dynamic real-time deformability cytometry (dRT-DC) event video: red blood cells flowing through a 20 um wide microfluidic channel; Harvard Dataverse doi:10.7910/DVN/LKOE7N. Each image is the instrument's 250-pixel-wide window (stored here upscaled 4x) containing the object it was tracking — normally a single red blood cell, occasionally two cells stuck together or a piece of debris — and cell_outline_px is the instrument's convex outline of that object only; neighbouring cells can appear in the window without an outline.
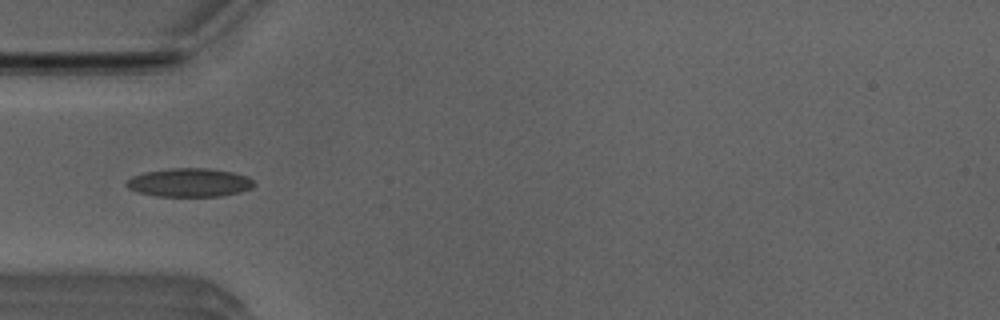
{"species": "Egyptian fruit bat (a non-hibernating species)", "species_latin": "Rousettus aegyptiacus", "temperature_condition": "room temperature", "stored_images_in_passage": 27, "camera_frame_rate_fps": 3000, "um_per_image_px": 0.085, "animal": {"sex": "male"}, "frame": {"image": 1, "passage_image": 6, "time_ms": 1.667, "image_size_px": [1000, 320], "cell_outline_px": [[256, 184], [252, 188], [240, 192], [220, 196], [156, 196], [136, 192], [128, 188], [124, 184], [132, 176], [144, 172], [172, 168], [208, 168], [232, 172], [248, 176]], "centroid_in_image_um": [16.1, 15.52], "position_along_channel_um": 68.9, "area_um2": 21.33}}
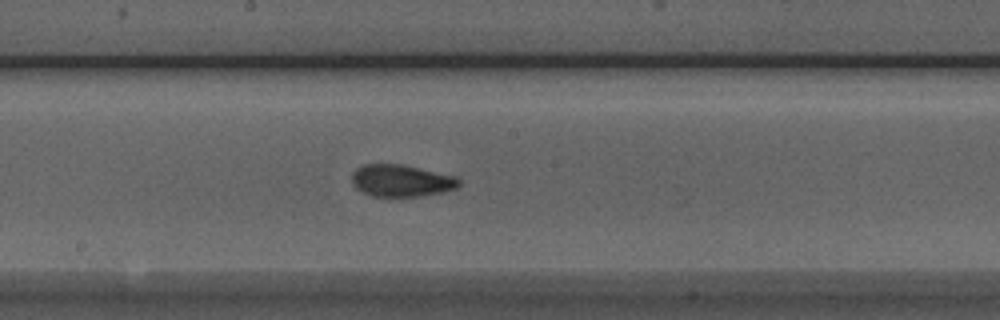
{"frame": {"image": 2, "passage_image": 17, "time_ms": 5.333, "image_size_px": [1000, 320], "cell_outline_px": [[460, 184], [456, 188], [444, 192], [420, 196], [372, 196], [356, 188], [352, 184], [352, 172], [356, 168], [364, 164], [400, 164], [452, 176], [460, 180]], "centroid_in_image_um": [34.06, 15.36], "position_along_channel_um": 214.1, "area_um2": 19.71}}
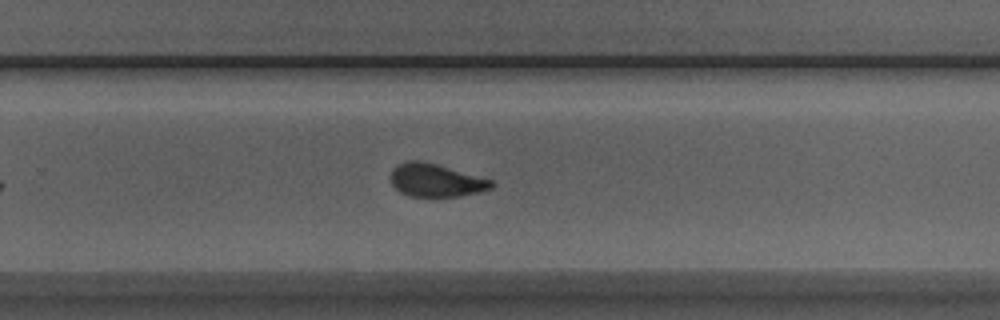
{"frame": {"image": 3, "passage_image": 23, "time_ms": 7.333, "image_size_px": [1000, 320], "cell_outline_px": [[496, 184], [492, 188], [480, 192], [460, 196], [412, 196], [400, 192], [392, 184], [388, 176], [392, 168], [396, 164], [408, 160], [420, 160], [436, 164], [492, 180]], "centroid_in_image_um": [37.01, 15.31], "position_along_channel_um": 292.8, "area_um2": 19.48}}